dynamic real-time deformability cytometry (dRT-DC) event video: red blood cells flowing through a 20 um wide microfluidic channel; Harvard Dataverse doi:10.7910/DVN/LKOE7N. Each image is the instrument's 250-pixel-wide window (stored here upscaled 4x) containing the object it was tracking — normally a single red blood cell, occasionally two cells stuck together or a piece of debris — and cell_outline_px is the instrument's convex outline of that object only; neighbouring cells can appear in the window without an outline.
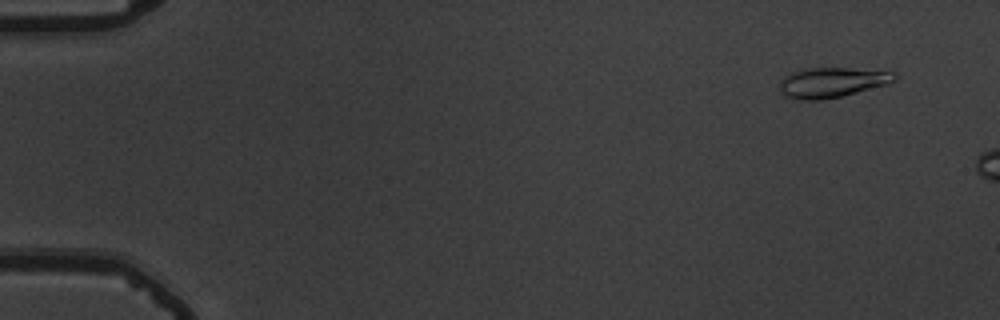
{"species": "common noctule bat (a hibernating species)", "species_latin": "Nyctalus noctula", "temperature_condition": "warm", "stored_images_in_passage": 11, "camera_frame_rate_fps": 3000, "um_per_image_px": 0.085, "animal": {"sex": "male", "body_mass_g": 19.5, "forearm_length_mm": 54.6}, "frame": {"image": 1, "passage_image": 4, "time_ms": 1.0, "image_size_px": [1000, 320], "cell_outline_px": [[900, 76], [896, 80], [888, 84], [840, 96], [820, 100], [800, 100], [784, 96], [780, 88], [780, 84], [784, 76], [792, 72], [808, 68], [848, 68], [896, 72]], "centroid_in_image_um": [70.75, 7.0], "position_along_channel_um": 14.3, "area_um2": 20.06}}